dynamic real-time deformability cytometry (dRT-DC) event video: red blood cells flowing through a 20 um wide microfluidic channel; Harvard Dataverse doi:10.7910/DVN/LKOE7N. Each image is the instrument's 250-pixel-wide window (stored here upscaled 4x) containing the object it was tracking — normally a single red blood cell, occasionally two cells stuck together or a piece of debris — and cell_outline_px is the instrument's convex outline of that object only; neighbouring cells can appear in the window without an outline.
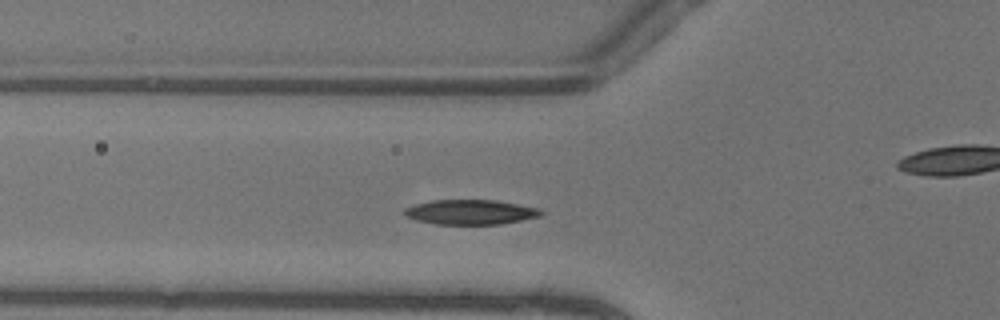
{"species": "common noctule bat (a hibernating species)", "species_latin": "Nyctalus noctula", "temperature_condition": "warm", "stored_images_in_passage": 43, "camera_frame_rate_fps": 3000, "um_per_image_px": 0.085, "animal": {"sex": "female"}, "frame": {"image": 1, "passage_image": 10, "time_ms": 3.0, "image_size_px": [1000, 320], "cell_outline_px": [[544, 212], [540, 216], [500, 224], [436, 224], [416, 220], [408, 216], [404, 212], [404, 208], [416, 204], [432, 200], [496, 200], [540, 208]], "centroid_in_image_um": [40.01, 18.02], "position_along_channel_um": 85.8, "area_um2": 19.59}}
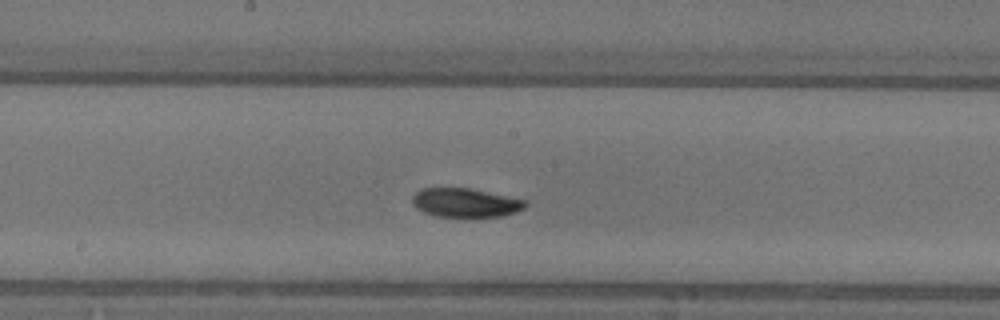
{"frame": {"image": 2, "passage_image": 19, "time_ms": 6.0, "image_size_px": [1000, 320], "cell_outline_px": [[528, 204], [524, 208], [516, 212], [500, 216], [472, 220], [468, 220], [432, 216], [416, 208], [412, 204], [412, 196], [420, 188], [468, 188], [528, 200]], "centroid_in_image_um": [39.56, 17.29], "position_along_channel_um": 208.6, "area_um2": 20.06}}
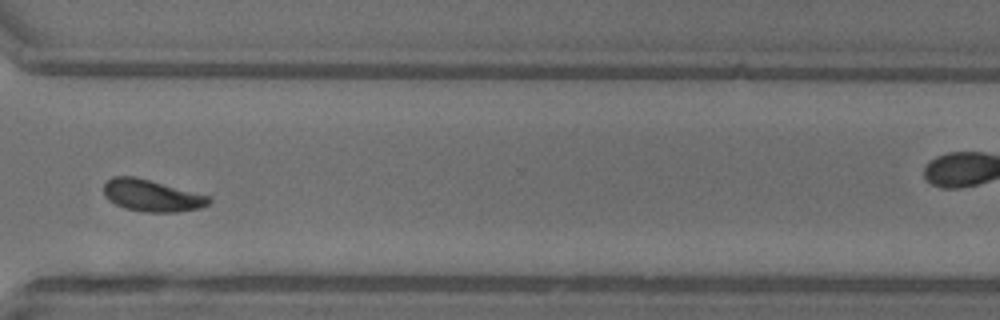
{"frame": {"image": 3, "passage_image": 30, "time_ms": 9.667, "image_size_px": [1000, 320], "cell_outline_px": [[212, 200], [208, 204], [200, 208], [176, 212], [144, 212], [124, 208], [108, 200], [104, 196], [104, 184], [112, 176], [136, 176], [212, 196]], "centroid_in_image_um": [12.92, 16.62], "position_along_channel_um": 357.7, "area_um2": 19.77}, "authors_computed_cell_mechanics": {"area_um2": 19.4786, "velocity_mm_per_s": 4.0738, "shape_relaxation_time_tau1_ms": 2.4731, "shape_relaxation_time_tau2_ms": 4.2924, "deformation_change_tau1": 0.1249, "deformation_change_tau2": 0.0776}}